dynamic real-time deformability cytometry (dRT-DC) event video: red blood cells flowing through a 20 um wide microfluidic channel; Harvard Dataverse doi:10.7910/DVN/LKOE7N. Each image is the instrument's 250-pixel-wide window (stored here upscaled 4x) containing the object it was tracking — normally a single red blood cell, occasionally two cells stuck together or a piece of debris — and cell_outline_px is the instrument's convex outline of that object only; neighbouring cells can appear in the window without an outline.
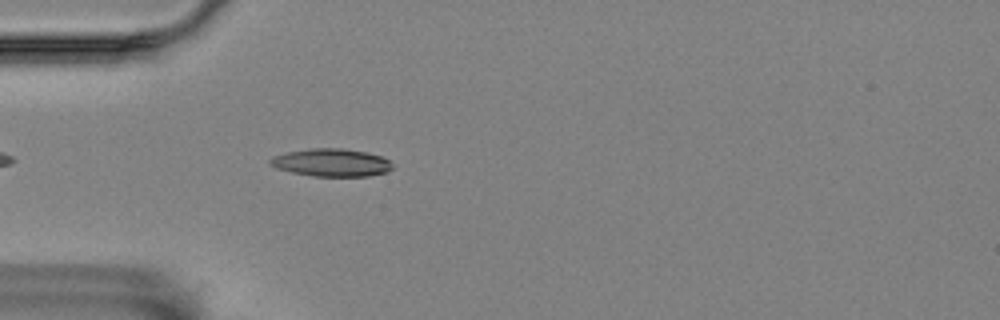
{"species": "Egyptian fruit bat (a non-hibernating species)", "species_latin": "Rousettus aegyptiacus", "temperature_condition": "room temperature", "stored_images_in_passage": 19, "camera_frame_rate_fps": 3000, "um_per_image_px": 0.085, "animal": {"sex": "female"}, "frame": {"image": 1, "passage_image": 1, "time_ms": 0.0, "image_size_px": [1000, 320], "cell_outline_px": [[392, 168], [388, 172], [368, 176], [312, 176], [292, 172], [276, 168], [268, 164], [268, 160], [272, 156], [288, 152], [312, 148], [340, 148], [368, 152], [380, 156], [388, 160], [392, 164]], "centroid_in_image_um": [28.15, 13.82], "position_along_channel_um": 56.8, "area_um2": 19.83}}
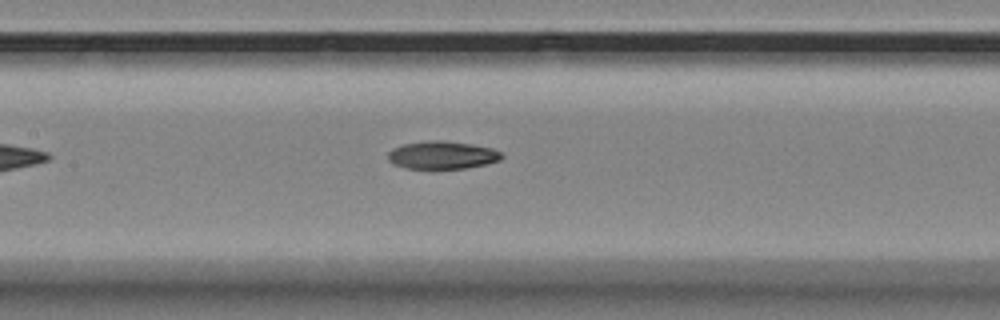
{"frame": {"image": 2, "passage_image": 11, "time_ms": 3.333, "image_size_px": [1000, 320], "cell_outline_px": [[504, 156], [500, 160], [488, 164], [468, 168], [404, 168], [392, 164], [388, 160], [388, 152], [392, 148], [404, 144], [432, 140], [440, 140], [472, 144], [492, 148], [500, 152]], "centroid_in_image_um": [37.59, 13.18], "position_along_channel_um": 169.8, "area_um2": 18.5}}
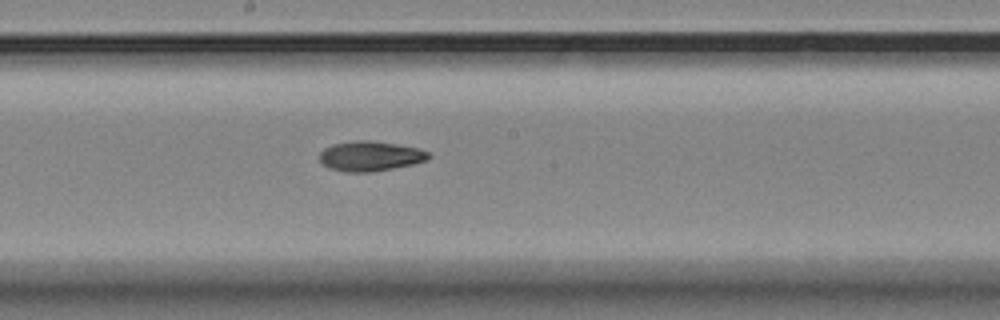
{"frame": {"image": 3, "passage_image": 15, "time_ms": 4.667, "image_size_px": [1000, 320], "cell_outline_px": [[432, 156], [428, 160], [412, 164], [372, 172], [344, 172], [328, 168], [320, 160], [320, 152], [324, 148], [332, 144], [352, 140], [372, 140], [396, 144], [416, 148], [428, 152]], "centroid_in_image_um": [31.45, 13.26], "position_along_channel_um": 216.8, "area_um2": 19.07}}